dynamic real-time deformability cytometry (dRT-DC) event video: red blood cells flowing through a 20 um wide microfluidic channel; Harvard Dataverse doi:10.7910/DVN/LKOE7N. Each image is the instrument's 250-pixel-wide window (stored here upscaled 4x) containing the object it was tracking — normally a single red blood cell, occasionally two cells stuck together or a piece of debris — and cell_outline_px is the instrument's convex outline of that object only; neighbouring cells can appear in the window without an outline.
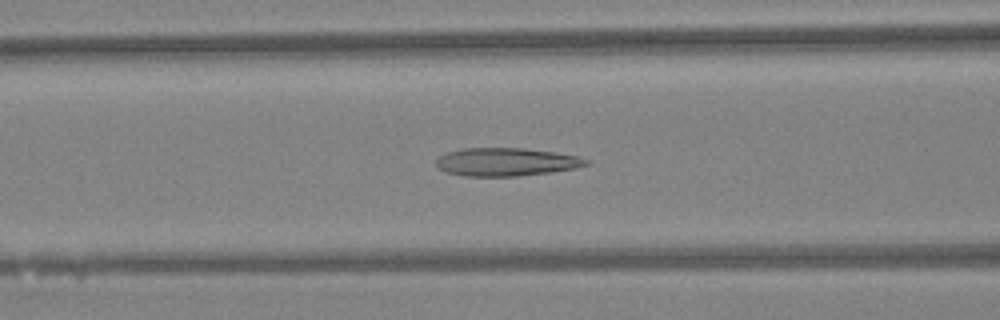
{"species": "Egyptian fruit bat (a non-hibernating species)", "species_latin": "Rousettus aegyptiacus", "temperature_condition": "warm", "stored_images_in_passage": 47, "camera_frame_rate_fps": 3000, "um_per_image_px": 0.085, "animal": {"sex": "female"}, "frame": {"image": 1, "passage_image": 19, "time_ms": 6.0, "image_size_px": [1000, 320], "cell_outline_px": [[588, 164], [576, 168], [548, 172], [516, 176], [464, 176], [444, 172], [436, 168], [436, 160], [440, 156], [448, 152], [464, 148], [524, 148], [556, 152], [576, 156], [588, 160]], "centroid_in_image_um": [42.97, 13.76], "position_along_channel_um": 123.6, "area_um2": 24.51}}
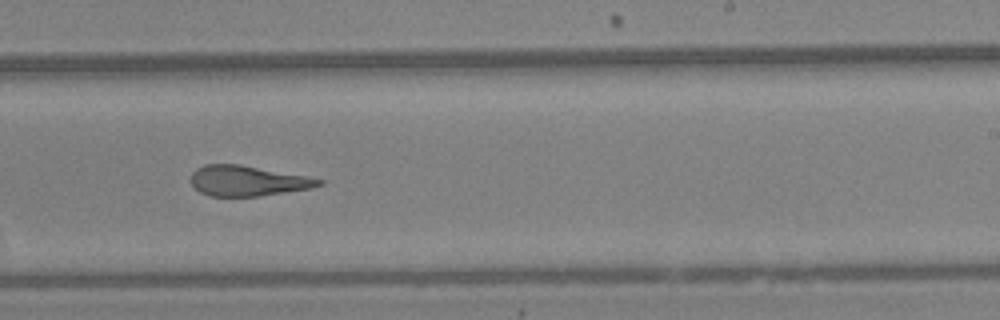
{"frame": {"image": 2, "passage_image": 29, "time_ms": 9.333, "image_size_px": [1000, 320], "cell_outline_px": [[324, 184], [312, 188], [260, 196], [212, 196], [200, 192], [192, 184], [192, 172], [196, 168], [204, 164], [240, 164], [304, 176], [324, 180]], "centroid_in_image_um": [21.04, 15.37], "position_along_channel_um": 268.0, "area_um2": 22.43}}
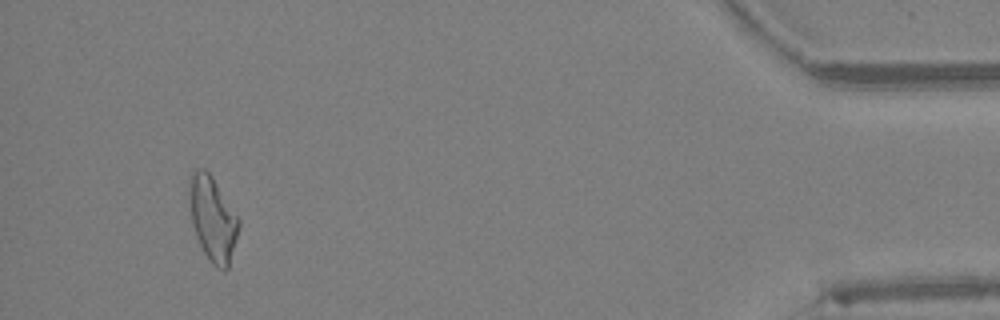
{"frame": {"image": 3, "passage_image": 44, "time_ms": 14.333, "image_size_px": [1000, 320], "cell_outline_px": [[240, 228], [228, 268], [224, 272], [216, 268], [212, 264], [204, 252], [196, 236], [192, 224], [188, 192], [188, 184], [192, 172], [196, 168], [204, 168], [212, 176], [240, 220]], "centroid_in_image_um": [18.08, 18.6], "position_along_channel_um": 417.1, "area_um2": 24.51}, "authors_computed_cell_mechanics": {"area_um2": 24.6806, "velocity_mm_per_s": 4.3657, "shape_relaxation_time_tau1_ms": null, "shape_relaxation_time_tau2_ms": 2.3359, "deformation_change_tau1": null, "deformation_change_tau2": 0.1343}}